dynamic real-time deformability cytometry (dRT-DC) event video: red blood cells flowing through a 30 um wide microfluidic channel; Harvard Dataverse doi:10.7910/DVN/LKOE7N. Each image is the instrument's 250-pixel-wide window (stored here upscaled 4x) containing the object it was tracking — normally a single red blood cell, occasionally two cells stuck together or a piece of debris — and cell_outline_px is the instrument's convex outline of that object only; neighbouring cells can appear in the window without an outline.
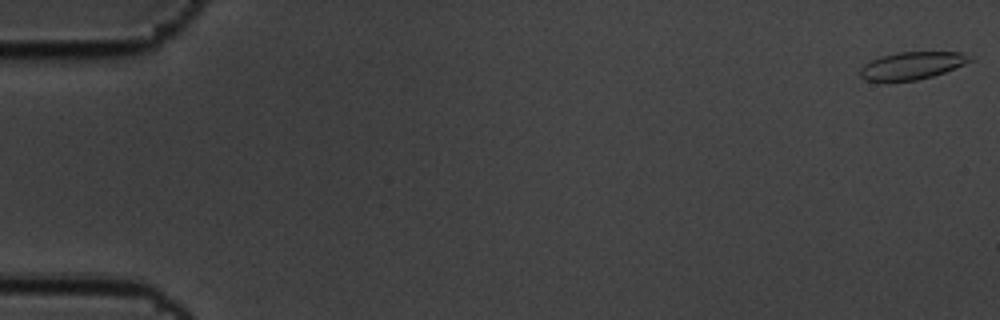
{"species": "common noctule bat (a hibernating species)", "species_latin": "Nyctalus noctula", "temperature_condition": "cold", "stored_images_in_passage": 59, "camera_frame_rate_fps": 3000, "um_per_image_px": 0.085, "animal": {"sex": "male", "body_mass_g": 19.5, "forearm_length_mm": 54.6}, "frame": {"image": 1, "passage_image": 1, "time_ms": 0.0, "image_size_px": [1000, 320], "cell_outline_px": [[972, 60], [964, 64], [944, 72], [932, 76], [916, 80], [864, 80], [860, 76], [860, 68], [864, 64], [880, 56], [900, 52], [960, 52]], "centroid_in_image_um": [77.47, 5.57], "position_along_channel_um": 7.5, "area_um2": 17.11}}
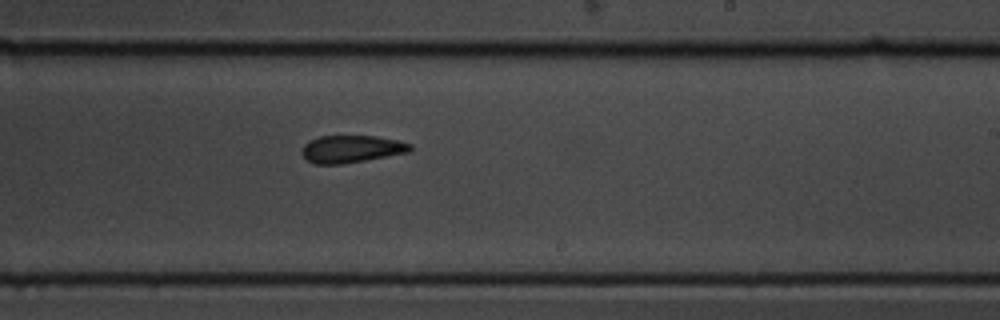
{"frame": {"image": 2, "passage_image": 36, "time_ms": 11.667, "image_size_px": [1000, 320], "cell_outline_px": [[412, 152], [344, 164], [312, 164], [300, 152], [304, 144], [308, 140], [320, 136], [376, 136], [396, 140], [412, 144]], "centroid_in_image_um": [29.87, 12.67], "position_along_channel_um": 259.1, "area_um2": 17.51}}
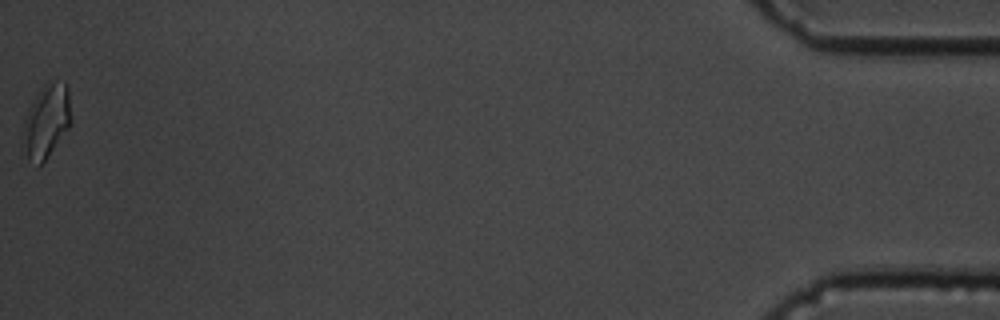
{"frame": {"image": 3, "passage_image": 59, "time_ms": 19.333, "image_size_px": [1000, 320], "cell_outline_px": [[72, 120], [68, 128], [44, 160], [40, 164], [28, 160], [24, 128], [24, 124], [28, 108], [40, 88], [44, 84], [68, 84]], "centroid_in_image_um": [3.99, 10.25], "position_along_channel_um": 431.2, "area_um2": 19.59}, "authors_computed_cell_mechanics": {"area_um2": 18.0914, "velocity_mm_per_s": 3.4466, "shape_relaxation_time_tau1_ms": 4.1919, "shape_relaxation_time_tau2_ms": 3.0936, "deformation_change_tau1": 0.1255, "deformation_change_tau2": 0.0933}}